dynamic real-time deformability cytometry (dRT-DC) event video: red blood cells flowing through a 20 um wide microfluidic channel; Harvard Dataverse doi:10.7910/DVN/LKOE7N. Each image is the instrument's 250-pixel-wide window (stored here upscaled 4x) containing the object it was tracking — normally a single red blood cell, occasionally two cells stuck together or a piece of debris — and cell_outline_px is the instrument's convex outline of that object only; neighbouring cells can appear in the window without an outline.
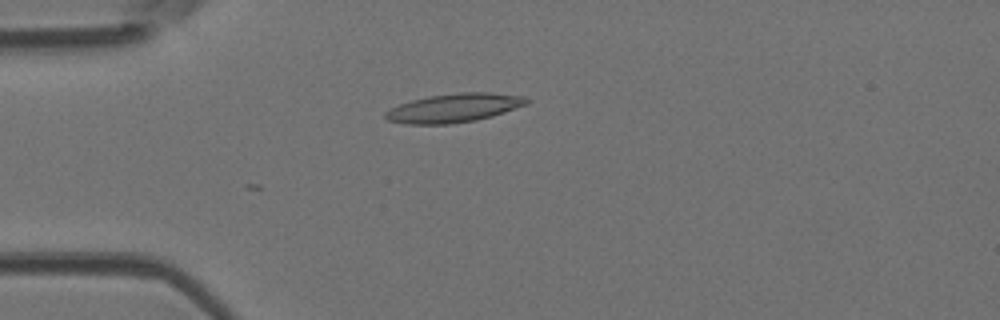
{"species": "Egyptian fruit bat (a non-hibernating species)", "species_latin": "Rousettus aegyptiacus", "temperature_condition": "room temperature", "stored_images_in_passage": 13, "camera_frame_rate_fps": 3000, "um_per_image_px": 0.085, "animal": {"sex": "female"}, "frame": {"image": 1, "passage_image": 13, "time_ms": 4.0, "image_size_px": [1000, 320], "cell_outline_px": [[528, 104], [492, 116], [476, 120], [448, 124], [404, 124], [388, 120], [384, 116], [384, 112], [400, 104], [412, 100], [432, 96], [460, 92], [488, 92], [524, 96], [528, 100]], "centroid_in_image_um": [38.6, 9.18], "position_along_channel_um": 46.4, "area_um2": 23.47}}